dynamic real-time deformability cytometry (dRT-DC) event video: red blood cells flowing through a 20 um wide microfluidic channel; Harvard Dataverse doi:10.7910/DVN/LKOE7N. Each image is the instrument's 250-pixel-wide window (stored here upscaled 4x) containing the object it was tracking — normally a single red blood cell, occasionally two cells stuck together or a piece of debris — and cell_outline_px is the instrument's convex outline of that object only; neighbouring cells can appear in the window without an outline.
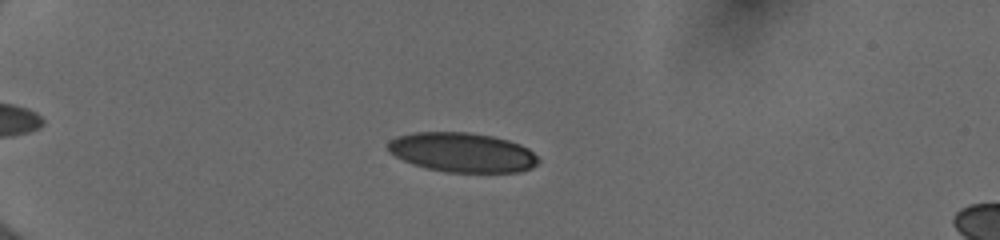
{"species": "human", "species_latin": "Homo sapiens", "temperature_condition": "cold", "stored_images_in_passage": 47, "camera_frame_rate_fps": 3000, "um_per_image_px": 0.085, "donor": {"sex": "female"}, "frame": {"image": 1, "passage_image": 15, "time_ms": 4.667, "image_size_px": [1000, 240], "cell_outline_px": [[540, 160], [532, 168], [520, 172], [444, 172], [412, 164], [388, 152], [388, 140], [396, 136], [412, 132], [468, 132], [492, 136], [508, 140], [520, 144], [528, 148]], "centroid_in_image_um": [39.28, 12.95], "position_along_channel_um": 45.7, "area_um2": 34.74}}
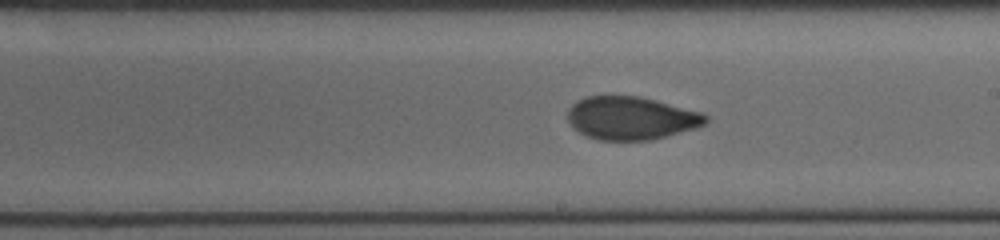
{"frame": {"image": 2, "passage_image": 33, "time_ms": 10.667, "image_size_px": [1000, 240], "cell_outline_px": [[708, 120], [704, 124], [696, 128], [652, 140], [600, 140], [588, 136], [572, 128], [568, 124], [568, 108], [576, 100], [584, 96], [640, 96], [704, 112], [708, 116]], "centroid_in_image_um": [53.64, 10.03], "position_along_channel_um": 235.4, "area_um2": 34.97}}
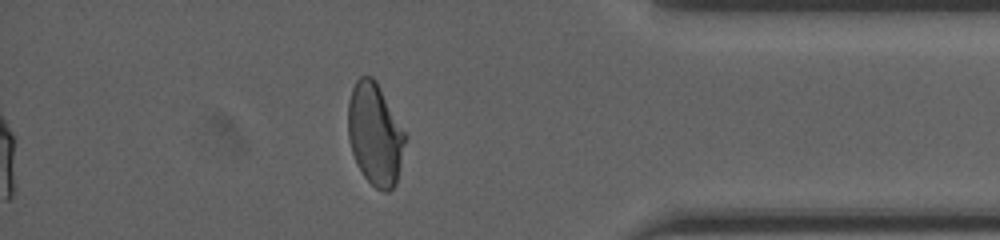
{"frame": {"image": 3, "passage_image": 47, "time_ms": 15.333, "image_size_px": [1000, 240], "cell_outline_px": [[408, 136], [396, 184], [388, 192], [384, 192], [376, 188], [364, 176], [356, 164], [352, 152], [348, 136], [348, 100], [352, 88], [356, 80], [360, 76], [372, 76], [376, 80]], "centroid_in_image_um": [31.89, 11.4], "position_along_channel_um": 403.3, "area_um2": 34.39}, "authors_computed_cell_mechanics": {"area_um2": 34.5644, "velocity_mm_per_s": 4.0129, "shape_relaxation_time_tau1_ms": 8.9469, "shape_relaxation_time_tau2_ms": 0.9065, "deformation_change_tau1": 0.204, "deformation_change_tau2": 0.062}}